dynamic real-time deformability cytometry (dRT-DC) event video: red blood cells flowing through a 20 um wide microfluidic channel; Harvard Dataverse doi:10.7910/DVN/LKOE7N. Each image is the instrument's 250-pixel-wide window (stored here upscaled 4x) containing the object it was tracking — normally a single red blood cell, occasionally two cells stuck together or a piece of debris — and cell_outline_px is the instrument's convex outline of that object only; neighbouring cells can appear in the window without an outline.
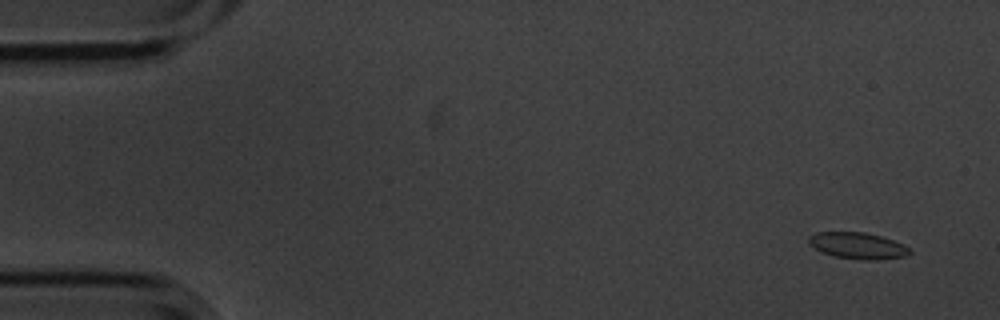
{"species": "common noctule bat (a hibernating species)", "species_latin": "Nyctalus noctula", "temperature_condition": "cold", "stored_images_in_passage": 3, "camera_frame_rate_fps": 3000, "um_per_image_px": 0.085, "animal": {"sex": "male", "body_mass_g": 20.1, "forearm_length_mm": 53.5}, "frame": {"image": 1, "passage_image": 1, "time_ms": 0.0, "image_size_px": [1000, 320], "cell_outline_px": [[912, 252], [908, 256], [880, 260], [860, 260], [832, 256], [820, 252], [808, 244], [808, 236], [816, 232], [864, 232], [880, 236], [892, 240], [908, 248]], "centroid_in_image_um": [72.86, 20.9], "position_along_channel_um": 12.1, "area_um2": 15.72}}